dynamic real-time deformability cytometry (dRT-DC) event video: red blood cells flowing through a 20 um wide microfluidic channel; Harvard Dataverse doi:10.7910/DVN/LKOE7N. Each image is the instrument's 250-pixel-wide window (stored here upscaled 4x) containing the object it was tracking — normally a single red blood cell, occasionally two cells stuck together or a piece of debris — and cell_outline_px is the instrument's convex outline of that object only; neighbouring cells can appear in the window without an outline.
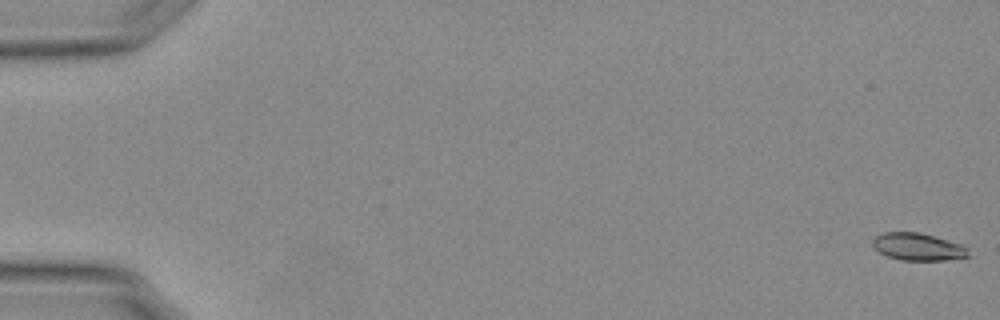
{"species": "Egyptian fruit bat (a non-hibernating species)", "species_latin": "Rousettus aegyptiacus", "temperature_condition": "warm", "stored_images_in_passage": 55, "camera_frame_rate_fps": 3000, "um_per_image_px": 0.085, "animal": {"sex": "female"}, "frame": {"image": 1, "passage_image": 1, "time_ms": 0.0, "image_size_px": [1000, 320], "cell_outline_px": [[972, 256], [944, 260], [900, 260], [888, 256], [880, 252], [872, 244], [872, 240], [876, 236], [884, 232], [920, 232], [960, 244], [968, 248]], "centroid_in_image_um": [78.05, 20.98], "position_along_channel_um": 6.9, "area_um2": 15.2}}
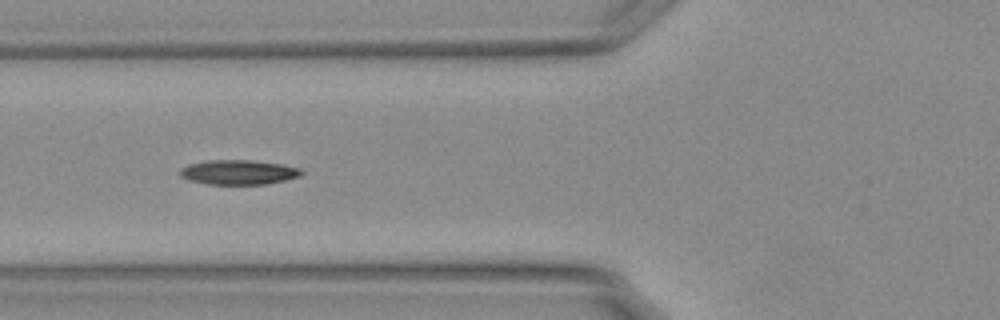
{"frame": {"image": 2, "passage_image": 22, "time_ms": 7.0, "image_size_px": [1000, 320], "cell_outline_px": [[304, 172], [300, 176], [284, 180], [264, 184], [208, 184], [188, 180], [180, 176], [180, 168], [188, 164], [208, 160], [252, 160], [280, 164], [300, 168]], "centroid_in_image_um": [20.24, 14.63], "position_along_channel_um": 105.6, "area_um2": 17.4}}
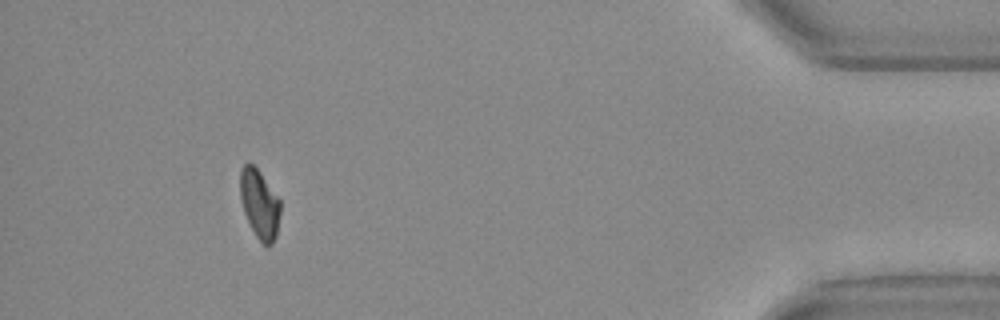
{"frame": {"image": 3, "passage_image": 51, "time_ms": 16.667, "image_size_px": [1000, 320], "cell_outline_px": [[280, 212], [276, 236], [272, 244], [268, 248], [256, 236], [244, 212], [240, 196], [240, 168], [244, 164], [252, 164], [256, 168], [280, 200]], "centroid_in_image_um": [22.06, 17.36], "position_along_channel_um": 413.1, "area_um2": 15.84}}